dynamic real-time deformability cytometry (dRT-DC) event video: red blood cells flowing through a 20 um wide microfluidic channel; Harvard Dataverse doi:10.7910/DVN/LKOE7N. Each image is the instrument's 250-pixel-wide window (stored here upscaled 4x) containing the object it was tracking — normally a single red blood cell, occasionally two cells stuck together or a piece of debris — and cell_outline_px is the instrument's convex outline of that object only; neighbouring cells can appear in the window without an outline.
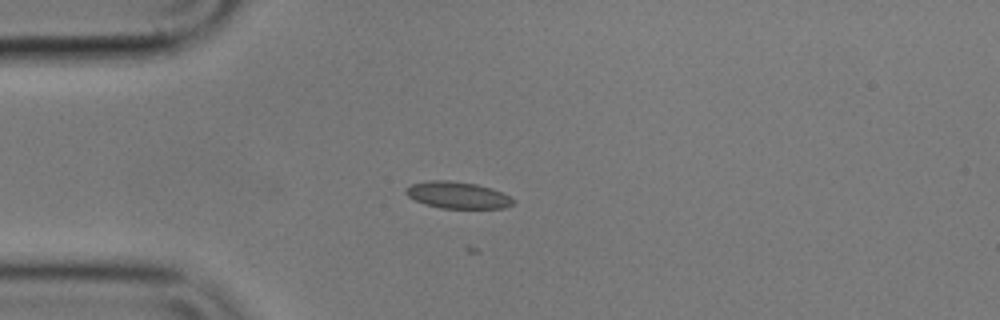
{"species": "common noctule bat (a hibernating species)", "species_latin": "Nyctalus noctula", "temperature_condition": "cold", "stored_images_in_passage": 4, "camera_frame_rate_fps": 3000, "um_per_image_px": 0.085, "animal": {"sex": "male", "body_mass_g": 17.9}, "frame": {"image": 1, "passage_image": 4, "time_ms": 1.0, "image_size_px": [1000, 320], "cell_outline_px": [[516, 200], [512, 204], [504, 208], [440, 208], [424, 204], [408, 196], [404, 192], [404, 188], [412, 184], [428, 180], [452, 180], [476, 184], [492, 188]], "centroid_in_image_um": [38.86, 16.57], "position_along_channel_um": 46.1, "area_um2": 16.76}}